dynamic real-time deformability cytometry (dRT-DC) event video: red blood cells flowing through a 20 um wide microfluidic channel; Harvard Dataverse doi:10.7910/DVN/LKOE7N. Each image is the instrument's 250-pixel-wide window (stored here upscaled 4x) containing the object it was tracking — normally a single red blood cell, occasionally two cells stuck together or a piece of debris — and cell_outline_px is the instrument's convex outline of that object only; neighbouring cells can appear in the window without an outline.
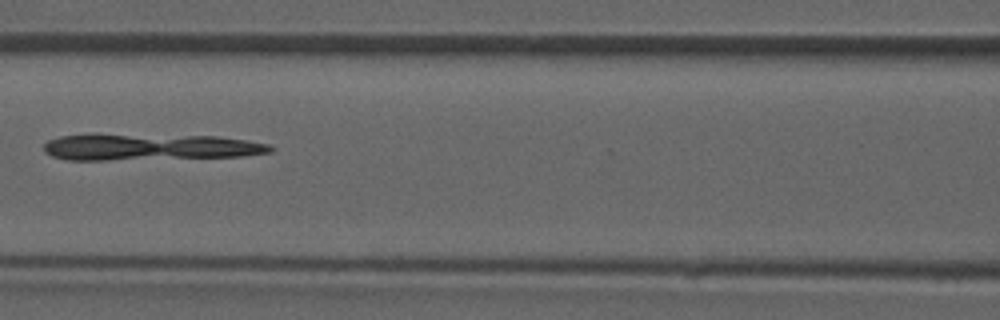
{"species": "common noctule bat (a hibernating species)", "species_latin": "Nyctalus noctula", "temperature_condition": "room temperature", "stored_images_in_passage": 4, "camera_frame_rate_fps": 3000, "um_per_image_px": 0.085, "animal": {"sex": "male", "forearm_length_mm": 52.5}, "frame": {"image": 1, "passage_image": 4, "time_ms": 3.333, "image_size_px": [1000, 320], "cell_outline_px": [[276, 148], [272, 152], [244, 156], [108, 160], [68, 160], [52, 156], [44, 152], [44, 144], [48, 140], [60, 136], [88, 132], [92, 132], [216, 136], [244, 140], [268, 144]], "centroid_in_image_um": [12.63, 12.46], "position_along_channel_um": 154.0, "area_um2": 36.13}}